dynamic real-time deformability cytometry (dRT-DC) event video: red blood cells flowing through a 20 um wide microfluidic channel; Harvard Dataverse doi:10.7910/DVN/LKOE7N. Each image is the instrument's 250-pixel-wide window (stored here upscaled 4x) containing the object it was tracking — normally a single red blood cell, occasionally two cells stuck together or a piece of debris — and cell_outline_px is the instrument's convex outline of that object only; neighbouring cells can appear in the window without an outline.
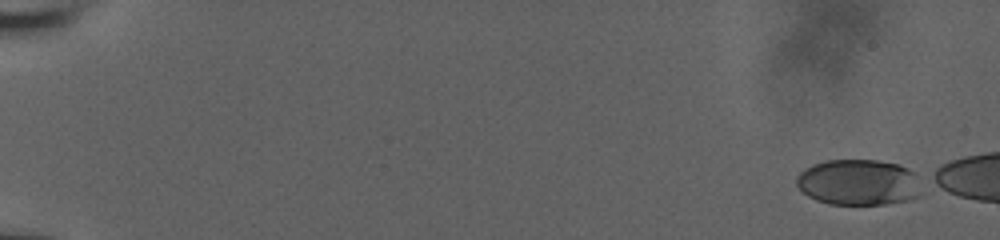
{"species": "human", "species_latin": "Homo sapiens", "temperature_condition": "room temperature", "stored_images_in_passage": 11, "camera_frame_rate_fps": 3000, "um_per_image_px": 0.085, "donor": {"sex": "male"}, "frame": {"image": 1, "passage_image": 1, "time_ms": 0.0, "image_size_px": [1000, 240], "cell_outline_px": [[916, 196], [908, 200], [884, 204], [828, 204], [816, 200], [808, 196], [796, 184], [796, 176], [804, 168], [812, 164], [828, 160], [876, 160], [896, 164], [912, 172]], "centroid_in_image_um": [72.82, 15.49], "position_along_channel_um": 12.2, "area_um2": 32.54}}